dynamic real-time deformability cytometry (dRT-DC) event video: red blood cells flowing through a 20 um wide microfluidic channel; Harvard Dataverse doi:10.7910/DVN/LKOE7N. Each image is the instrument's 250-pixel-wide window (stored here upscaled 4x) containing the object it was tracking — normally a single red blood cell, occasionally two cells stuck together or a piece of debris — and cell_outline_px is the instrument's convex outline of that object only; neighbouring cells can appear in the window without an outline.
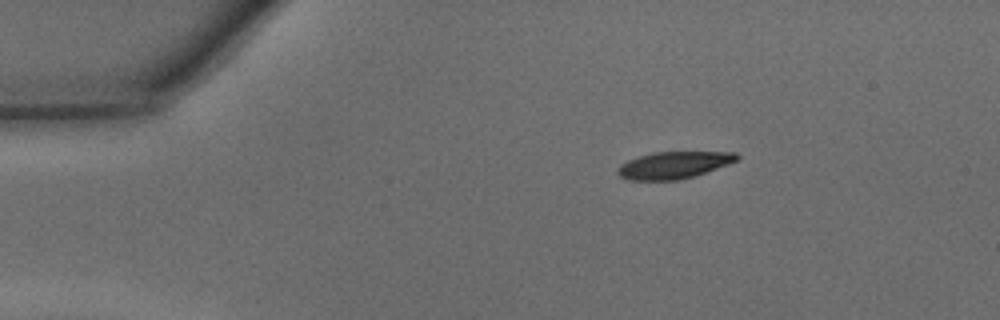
{"species": "common noctule bat (a hibernating species)", "species_latin": "Nyctalus noctula", "temperature_condition": "warm", "stored_images_in_passage": 39, "camera_frame_rate_fps": 3000, "um_per_image_px": 0.085, "animal": {"sex": "male", "body_mass_g": 15.6}, "frame": {"image": 1, "passage_image": 1, "time_ms": 0.0, "image_size_px": [1000, 320], "cell_outline_px": [[740, 156], [736, 160], [728, 164], [680, 180], [628, 180], [620, 176], [616, 172], [616, 168], [620, 164], [628, 160], [640, 156], [656, 152], [736, 152]], "centroid_in_image_um": [57.22, 14.03], "position_along_channel_um": 27.8, "area_um2": 18.55}}
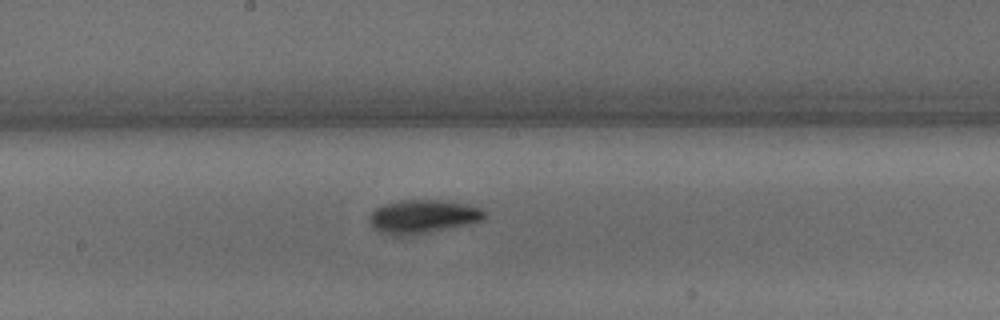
{"frame": {"image": 2, "passage_image": 18, "time_ms": 5.667, "image_size_px": [1000, 320], "cell_outline_px": [[484, 220], [468, 224], [416, 236], [396, 236], [380, 232], [372, 228], [368, 220], [368, 216], [380, 204], [400, 200], [440, 200], [464, 204], [480, 208], [484, 212]], "centroid_in_image_um": [35.87, 18.43], "position_along_channel_um": 212.3, "area_um2": 22.89}}
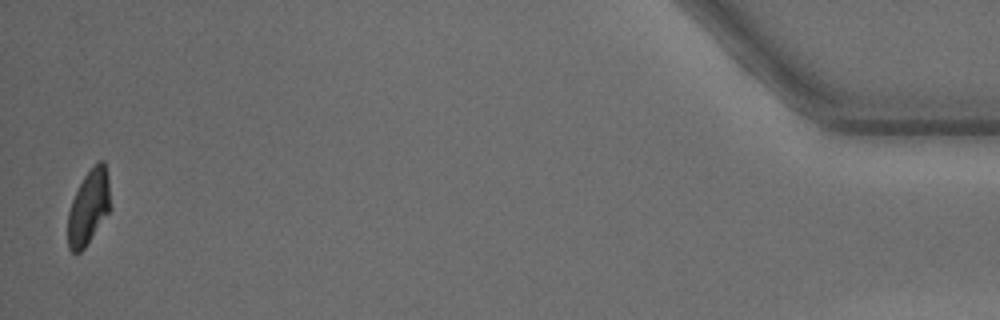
{"frame": {"image": 3, "passage_image": 39, "time_ms": 12.667, "image_size_px": [1000, 320], "cell_outline_px": [[112, 208], [84, 248], [80, 252], [72, 252], [68, 248], [68, 212], [72, 200], [84, 176], [100, 160], [104, 160], [108, 176]], "centroid_in_image_um": [7.56, 17.61], "position_along_channel_um": 427.6, "area_um2": 18.44}, "authors_computed_cell_mechanics": {"area_um2": 20.4612, "velocity_mm_per_s": 4.3455, "shape_relaxation_time_tau1_ms": 2.6023, "shape_relaxation_time_tau2_ms": 2.168, "deformation_change_tau1": 0.1489, "deformation_change_tau2": 0.0748}}